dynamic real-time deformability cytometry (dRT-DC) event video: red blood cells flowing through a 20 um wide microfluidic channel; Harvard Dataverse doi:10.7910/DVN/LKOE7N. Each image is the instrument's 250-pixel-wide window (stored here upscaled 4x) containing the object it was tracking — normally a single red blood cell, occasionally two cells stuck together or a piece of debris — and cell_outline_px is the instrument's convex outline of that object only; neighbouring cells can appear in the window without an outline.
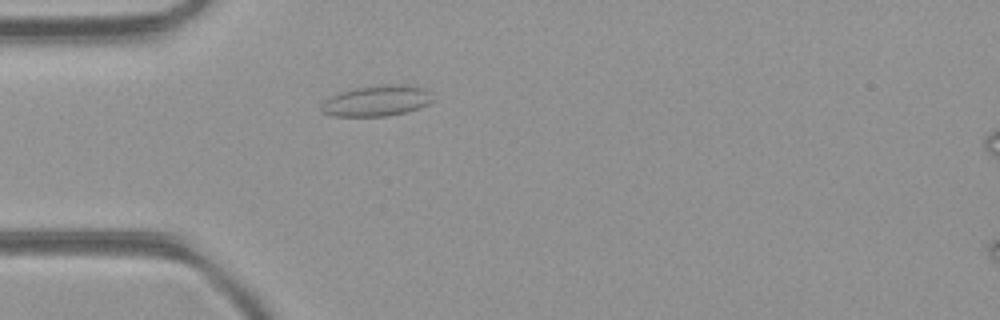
{"species": "common noctule bat (a hibernating species)", "species_latin": "Nyctalus noctula", "temperature_condition": "room temperature", "stored_images_in_passage": 1, "camera_frame_rate_fps": 3000, "um_per_image_px": 0.085, "animal": {"sex": "female", "body_mass_g": 21.9}, "frame": {"image": 1, "passage_image": 1, "time_ms": 0.0, "image_size_px": [1000, 320], "cell_outline_px": [[432, 100], [428, 104], [408, 112], [384, 116], [332, 116], [320, 112], [320, 104], [324, 100], [340, 92], [356, 88], [388, 84], [408, 84], [424, 88], [428, 92]], "centroid_in_image_um": [31.98, 8.57], "position_along_channel_um": 53.0, "area_um2": 20.0}}